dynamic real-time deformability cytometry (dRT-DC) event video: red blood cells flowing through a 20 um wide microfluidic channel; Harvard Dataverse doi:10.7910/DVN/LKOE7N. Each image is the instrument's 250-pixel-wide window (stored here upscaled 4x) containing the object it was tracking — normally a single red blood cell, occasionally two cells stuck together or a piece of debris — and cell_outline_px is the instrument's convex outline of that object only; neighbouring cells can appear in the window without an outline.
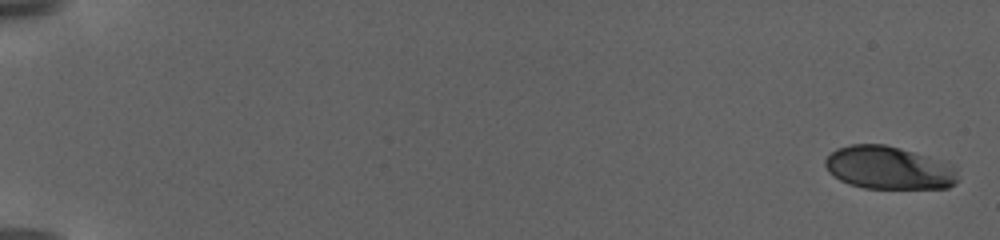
{"species": "human", "species_latin": "Homo sapiens", "temperature_condition": "warm", "stored_images_in_passage": 49, "camera_frame_rate_fps": 3000, "um_per_image_px": 0.085, "donor": {"sex": "female"}, "frame": {"image": 1, "passage_image": 1, "time_ms": 0.0, "image_size_px": [1000, 240], "cell_outline_px": [[956, 180], [948, 188], [864, 188], [848, 184], [840, 180], [828, 172], [824, 164], [824, 160], [836, 148], [852, 144], [884, 144], [900, 148], [928, 156], [956, 168]], "centroid_in_image_um": [75.47, 14.26], "position_along_channel_um": 9.5, "area_um2": 32.95}}
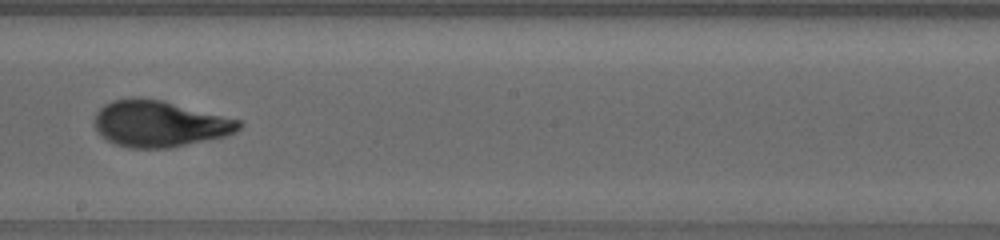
{"frame": {"image": 2, "passage_image": 28, "time_ms": 14.333, "image_size_px": [1000, 240], "cell_outline_px": [[244, 124], [236, 132], [224, 136], [172, 148], [128, 148], [116, 144], [100, 136], [96, 132], [96, 112], [104, 104], [112, 100], [132, 96], [140, 96], [160, 100], [240, 120]], "centroid_in_image_um": [13.53, 10.52], "position_along_channel_um": 234.7, "area_um2": 39.02}}
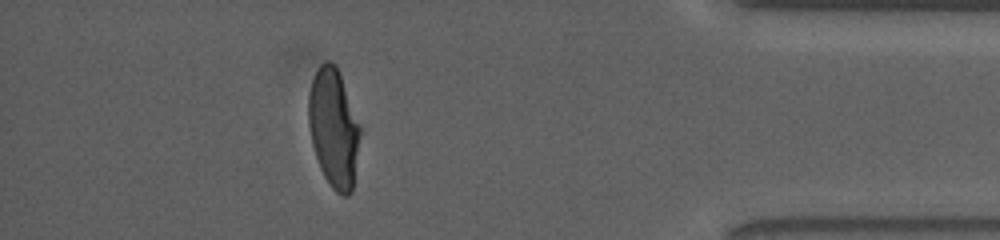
{"frame": {"image": 3, "passage_image": 44, "time_ms": 21.333, "image_size_px": [1000, 240], "cell_outline_px": [[360, 136], [352, 192], [348, 196], [344, 196], [336, 192], [332, 188], [324, 176], [320, 168], [312, 144], [308, 124], [308, 96], [312, 80], [320, 64], [324, 60], [328, 60], [336, 64], [360, 128]], "centroid_in_image_um": [28.34, 10.89], "position_along_channel_um": 406.9, "area_um2": 35.37}}